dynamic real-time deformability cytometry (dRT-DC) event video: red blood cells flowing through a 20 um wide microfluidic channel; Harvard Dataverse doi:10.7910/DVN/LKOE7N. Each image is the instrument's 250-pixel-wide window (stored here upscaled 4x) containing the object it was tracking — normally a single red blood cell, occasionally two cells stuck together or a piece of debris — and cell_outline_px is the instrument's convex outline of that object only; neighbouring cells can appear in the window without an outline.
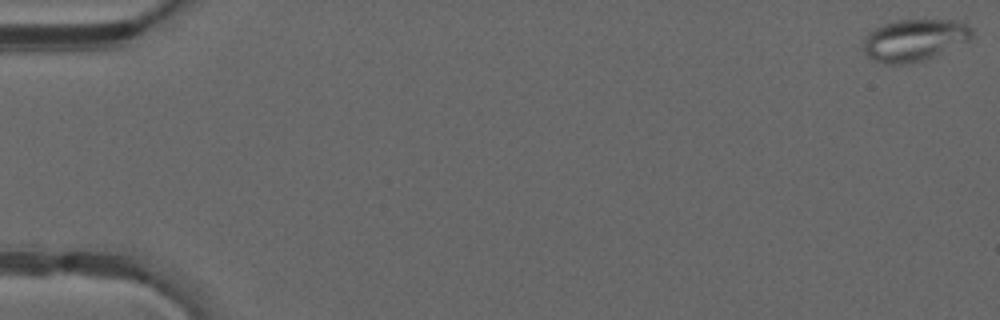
{"species": "common noctule bat (a hibernating species)", "species_latin": "Nyctalus noctula", "temperature_condition": "warm", "stored_images_in_passage": 50, "segment_of_instrument_passage": [1, 2], "camera_frame_rate_fps": 3000, "um_per_image_px": 0.085, "animal": {"sex": "male", "forearm_length_mm": 52.5}, "frame": {"image": 1, "passage_image": 1, "time_ms": 0.0, "image_size_px": [1000, 320], "cell_outline_px": [[972, 36], [968, 40], [932, 56], [920, 60], [904, 64], [884, 64], [868, 56], [864, 52], [864, 36], [868, 32], [880, 24], [896, 20], [952, 20], [968, 24], [972, 28]], "centroid_in_image_um": [77.67, 3.38], "position_along_channel_um": 7.3, "area_um2": 26.18}}